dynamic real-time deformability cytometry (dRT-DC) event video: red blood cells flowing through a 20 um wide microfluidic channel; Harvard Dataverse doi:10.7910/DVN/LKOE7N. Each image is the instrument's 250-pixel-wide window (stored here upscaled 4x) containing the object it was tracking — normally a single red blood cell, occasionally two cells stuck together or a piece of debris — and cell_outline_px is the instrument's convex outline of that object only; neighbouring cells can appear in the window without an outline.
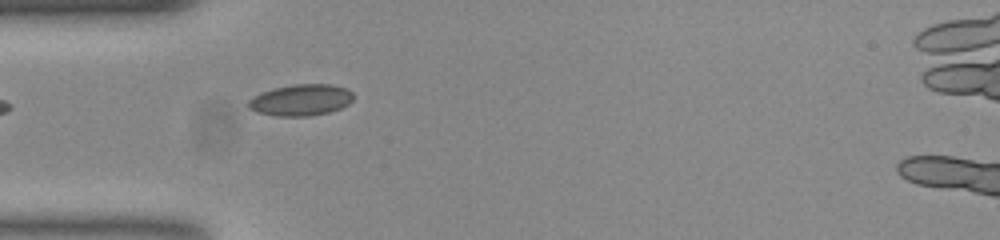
{"species": "common noctule bat (a hibernating species)", "species_latin": "Nyctalus noctula", "temperature_condition": "room temperature", "stored_images_in_passage": 39, "camera_frame_rate_fps": 3000, "um_per_image_px": 0.085, "animal": {"sex": "female", "body_mass_g": 23.0, "forearm_length_mm": 53.4}, "frame": {"image": 1, "passage_image": 1, "time_ms": 0.0, "image_size_px": [1000, 240], "cell_outline_px": [[352, 100], [348, 104], [340, 108], [328, 112], [308, 116], [276, 116], [256, 112], [248, 108], [248, 100], [252, 96], [260, 92], [276, 88], [296, 84], [332, 84], [344, 88], [352, 92]], "centroid_in_image_um": [25.53, 8.5], "position_along_channel_um": 59.5, "area_um2": 19.13}}
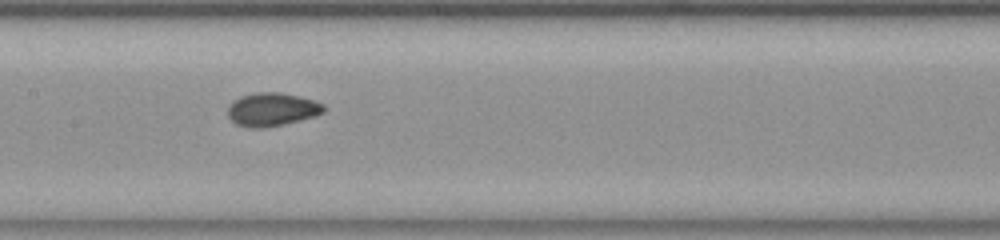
{"frame": {"image": 2, "passage_image": 11, "time_ms": 3.333, "image_size_px": [1000, 240], "cell_outline_px": [[324, 112], [300, 120], [264, 128], [248, 128], [236, 124], [228, 116], [228, 108], [240, 96], [256, 92], [280, 92], [312, 100], [324, 104]], "centroid_in_image_um": [23.09, 9.31], "position_along_channel_um": 184.3, "area_um2": 18.32}}
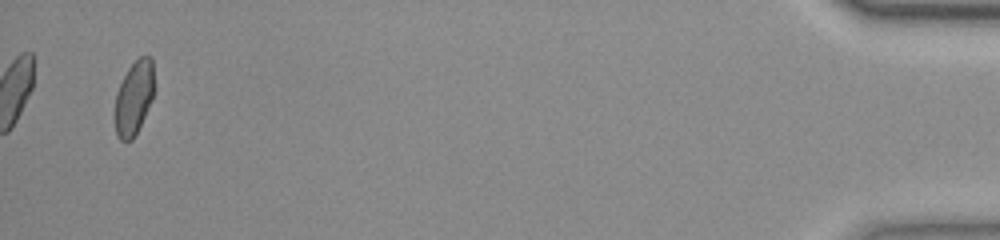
{"frame": {"image": 3, "passage_image": 37, "time_ms": 12.0, "image_size_px": [1000, 240], "cell_outline_px": [[152, 100], [132, 140], [120, 140], [116, 136], [116, 92], [128, 68], [140, 56], [152, 56]], "centroid_in_image_um": [11.37, 8.3], "position_along_channel_um": 423.8, "area_um2": 16.3}, "authors_computed_cell_mechanics": {"area_um2": 17.8602, "velocity_mm_per_s": 3.7926, "shape_relaxation_time_tau1_ms": 4.7719, "shape_relaxation_time_tau2_ms": 0.8864, "deformation_change_tau1": 0.1162, "deformation_change_tau2": 0.0339}}